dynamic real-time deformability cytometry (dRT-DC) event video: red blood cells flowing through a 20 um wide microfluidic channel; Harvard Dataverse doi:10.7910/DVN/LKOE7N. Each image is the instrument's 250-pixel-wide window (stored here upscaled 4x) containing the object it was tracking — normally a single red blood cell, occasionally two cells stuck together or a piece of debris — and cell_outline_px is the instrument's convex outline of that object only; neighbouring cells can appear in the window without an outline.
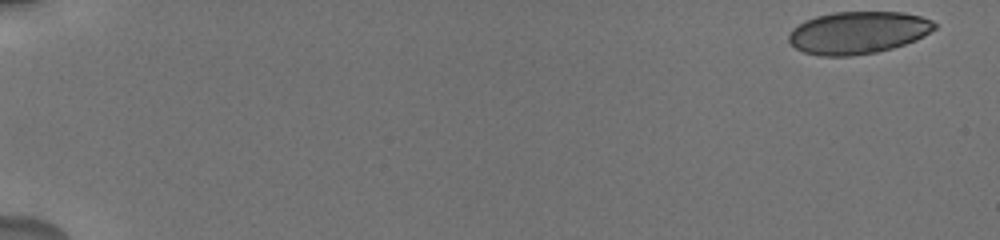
{"species": "human", "species_latin": "Homo sapiens", "temperature_condition": "cold", "stored_images_in_passage": 42, "camera_frame_rate_fps": 3000, "um_per_image_px": 0.085, "donor": {"sex": "male"}, "frame": {"image": 1, "passage_image": 1, "time_ms": 0.0, "image_size_px": [1000, 240], "cell_outline_px": [[936, 28], [924, 36], [916, 40], [892, 48], [876, 52], [852, 56], [820, 56], [804, 52], [796, 48], [788, 40], [788, 36], [792, 28], [804, 20], [816, 16], [832, 12], [904, 12], [920, 16], [932, 20], [936, 24]], "centroid_in_image_um": [72.92, 2.77], "position_along_channel_um": 12.1, "area_um2": 36.13}}
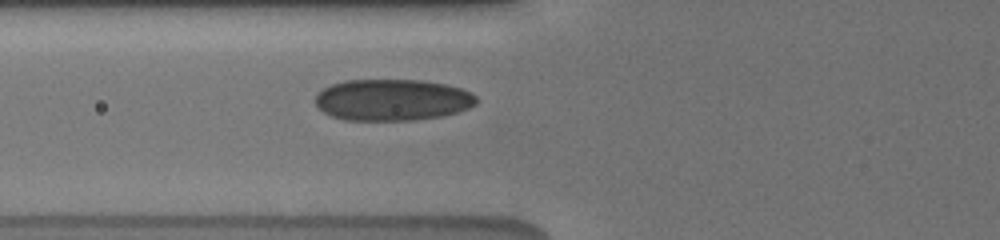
{"frame": {"image": 2, "passage_image": 17, "time_ms": 7.0, "image_size_px": [1000, 240], "cell_outline_px": [[476, 104], [468, 108], [444, 116], [412, 120], [344, 120], [332, 116], [324, 112], [316, 104], [316, 96], [324, 88], [332, 84], [344, 80], [420, 80], [444, 84], [460, 88], [472, 92], [476, 96]], "centroid_in_image_um": [33.36, 8.49], "position_along_channel_um": 92.4, "area_um2": 38.84}}
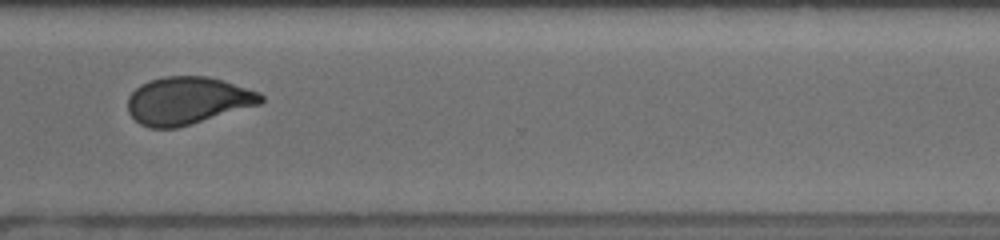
{"frame": {"image": 3, "passage_image": 35, "time_ms": 14.0, "image_size_px": [1000, 240], "cell_outline_px": [[264, 100], [260, 104], [192, 124], [176, 128], [148, 128], [140, 124], [128, 112], [128, 96], [140, 84], [148, 80], [164, 76], [208, 76], [224, 80], [260, 92], [264, 96]], "centroid_in_image_um": [15.94, 8.54], "position_along_channel_um": 354.7, "area_um2": 37.11}, "authors_computed_cell_mechanics": {"area_um2": 37.7723, "velocity_mm_per_s": 3.7458, "shape_relaxation_time_tau1_ms": 9.8567, "shape_relaxation_time_tau2_ms": 1.2784, "deformation_change_tau1": 0.1762, "deformation_change_tau2": 0.0511}}